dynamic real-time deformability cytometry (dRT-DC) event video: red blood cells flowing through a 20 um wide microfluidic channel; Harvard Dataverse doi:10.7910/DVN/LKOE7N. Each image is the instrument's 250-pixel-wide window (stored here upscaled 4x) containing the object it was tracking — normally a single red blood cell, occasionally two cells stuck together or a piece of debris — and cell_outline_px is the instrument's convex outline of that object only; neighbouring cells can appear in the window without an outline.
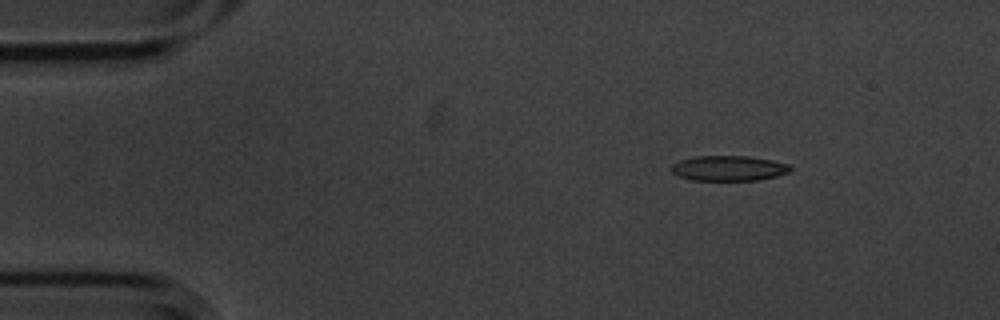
{"species": "common noctule bat (a hibernating species)", "species_latin": "Nyctalus noctula", "temperature_condition": "cold", "stored_images_in_passage": 3, "camera_frame_rate_fps": 3000, "um_per_image_px": 0.085, "animal": {"sex": "male", "body_mass_g": 20.1, "forearm_length_mm": 53.5}, "frame": {"image": 1, "passage_image": 1, "time_ms": 0.0, "image_size_px": [1000, 320], "cell_outline_px": [[792, 168], [788, 172], [776, 176], [760, 180], [692, 180], [680, 176], [672, 172], [672, 164], [680, 160], [696, 156], [748, 156], [772, 160], [788, 164]], "centroid_in_image_um": [61.95, 14.3], "position_along_channel_um": 23.1, "area_um2": 17.34}}
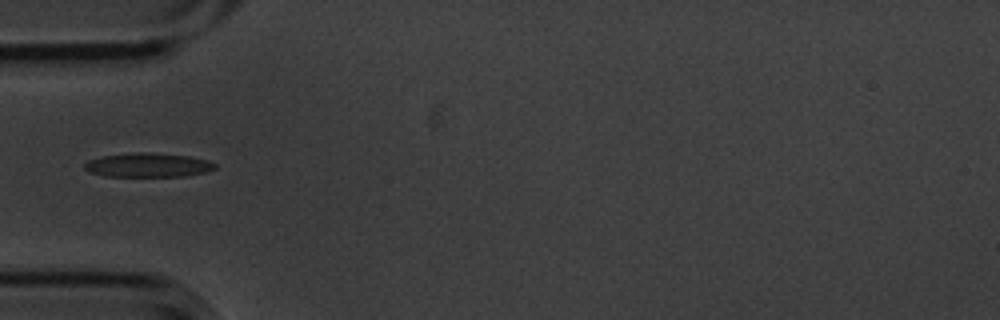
{"frame": {"image": 2, "passage_image": 3, "time_ms": 0.667, "image_size_px": [1000, 320], "cell_outline_px": [[216, 168], [204, 172], [184, 176], [104, 176], [88, 172], [84, 168], [84, 164], [88, 160], [104, 156], [136, 152], [148, 152], [188, 156], [208, 160], [216, 164]], "centroid_in_image_um": [12.56, 14.03], "position_along_channel_um": 72.4, "area_um2": 18.21}}